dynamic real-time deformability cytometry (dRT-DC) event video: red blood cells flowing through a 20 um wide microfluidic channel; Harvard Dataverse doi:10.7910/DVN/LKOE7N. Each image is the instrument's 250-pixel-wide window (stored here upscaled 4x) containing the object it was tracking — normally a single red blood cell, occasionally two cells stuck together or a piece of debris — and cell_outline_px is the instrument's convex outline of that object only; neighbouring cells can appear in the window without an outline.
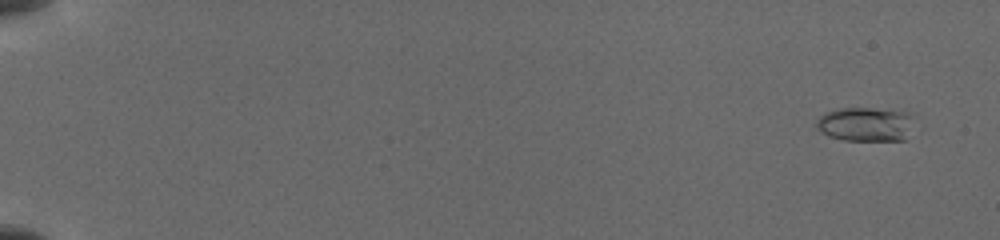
{"species": "common noctule bat (a hibernating species)", "species_latin": "Nyctalus noctula", "temperature_condition": "cold", "stored_images_in_passage": 84, "camera_frame_rate_fps": 3000, "um_per_image_px": 0.085, "animal": {"sex": "female", "body_mass_g": 19.5, "forearm_length_mm": 54.1}, "frame": {"image": 1, "passage_image": 5, "time_ms": 1.0, "image_size_px": [1000, 240], "cell_outline_px": [[912, 116], [904, 140], [844, 140], [828, 136], [820, 132], [816, 128], [816, 120], [824, 112], [840, 108], [868, 108], [908, 112]], "centroid_in_image_um": [73.47, 10.55], "position_along_channel_um": 11.5, "area_um2": 19.19}}
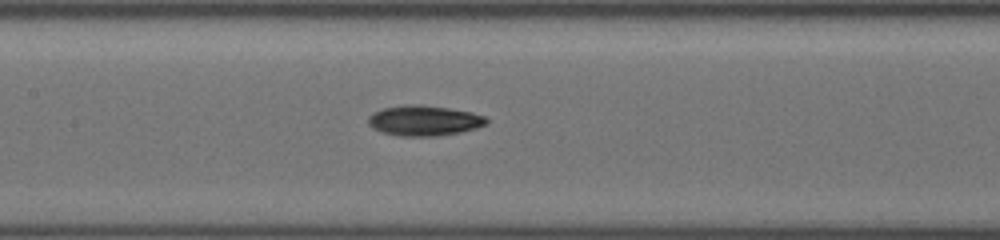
{"frame": {"image": 2, "passage_image": 57, "time_ms": 9.667, "image_size_px": [1000, 240], "cell_outline_px": [[488, 124], [476, 128], [460, 132], [436, 136], [396, 136], [372, 128], [368, 124], [368, 116], [372, 112], [384, 108], [404, 104], [420, 104], [448, 108], [472, 112], [484, 116], [488, 120]], "centroid_in_image_um": [36.03, 10.24], "position_along_channel_um": 171.4, "area_um2": 21.04}}
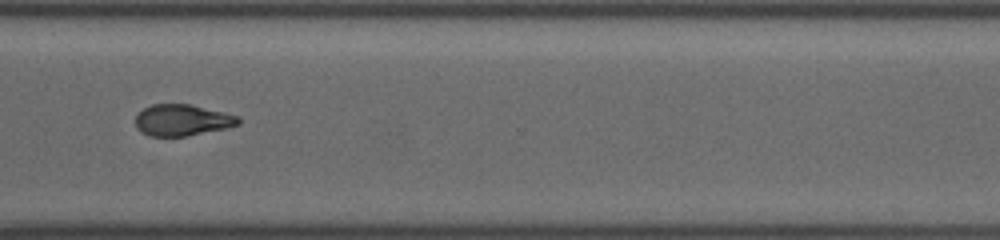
{"frame": {"image": 3, "passage_image": 83, "time_ms": 14.333, "image_size_px": [1000, 240], "cell_outline_px": [[240, 124], [224, 128], [188, 136], [148, 136], [140, 132], [136, 128], [136, 116], [144, 108], [152, 104], [188, 104], [224, 112], [240, 116]], "centroid_in_image_um": [15.47, 10.21], "position_along_channel_um": 355.1, "area_um2": 18.79}}